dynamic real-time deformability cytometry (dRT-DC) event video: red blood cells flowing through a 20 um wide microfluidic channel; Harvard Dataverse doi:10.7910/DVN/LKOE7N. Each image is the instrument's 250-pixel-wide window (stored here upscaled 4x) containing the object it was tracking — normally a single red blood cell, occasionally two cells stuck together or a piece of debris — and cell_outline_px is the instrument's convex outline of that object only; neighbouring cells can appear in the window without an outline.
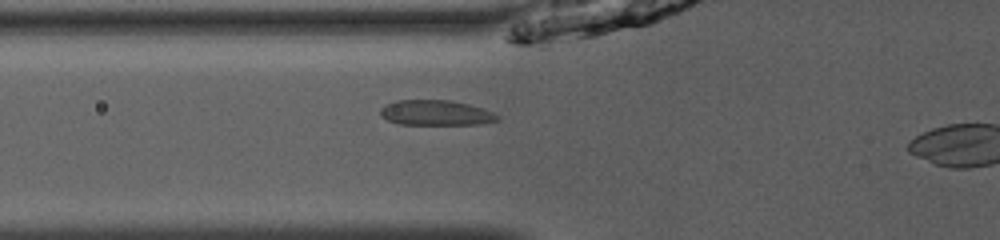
{"species": "common noctule bat (a hibernating species)", "species_latin": "Nyctalus noctula", "temperature_condition": "room temperature", "stored_images_in_passage": 41, "camera_frame_rate_fps": 3000, "um_per_image_px": 0.085, "animal": {"sex": "male", "body_mass_g": 13.0, "forearm_length_mm": 53.1}, "frame": {"image": 1, "passage_image": 14, "time_ms": 4.333, "image_size_px": [1000, 240], "cell_outline_px": [[500, 120], [480, 124], [400, 124], [388, 120], [380, 116], [380, 108], [396, 100], [448, 100], [468, 104], [484, 108], [500, 116]], "centroid_in_image_um": [37.07, 9.59], "position_along_channel_um": 88.7, "area_um2": 17.17}}
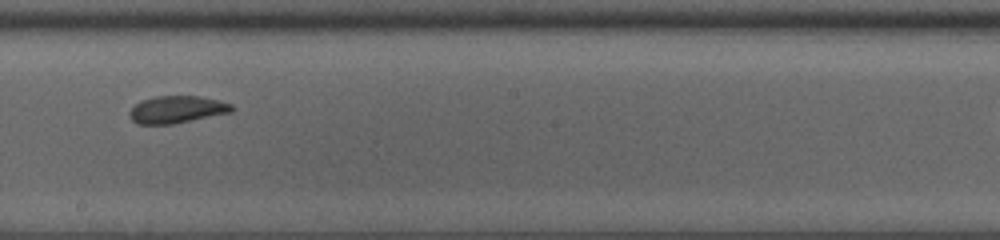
{"frame": {"image": 2, "passage_image": 25, "time_ms": 8.0, "image_size_px": [1000, 240], "cell_outline_px": [[236, 108], [232, 112], [172, 124], [140, 124], [132, 120], [128, 112], [140, 100], [156, 96], [200, 96], [232, 104]], "centroid_in_image_um": [15.04, 9.3], "position_along_channel_um": 233.2, "area_um2": 16.18}}
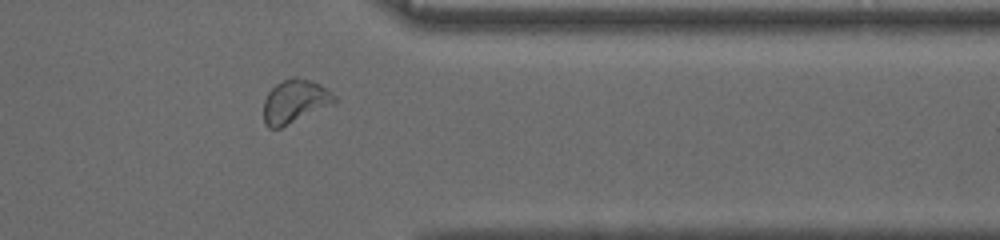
{"frame": {"image": 3, "passage_image": 37, "time_ms": 12.0, "image_size_px": [1000, 240], "cell_outline_px": [[336, 104], [280, 128], [268, 128], [264, 124], [264, 100], [268, 92], [276, 84], [292, 76], [296, 76], [312, 80], [320, 84], [332, 92], [336, 96]], "centroid_in_image_um": [25.1, 8.61], "position_along_channel_um": 386.3, "area_um2": 18.26}}